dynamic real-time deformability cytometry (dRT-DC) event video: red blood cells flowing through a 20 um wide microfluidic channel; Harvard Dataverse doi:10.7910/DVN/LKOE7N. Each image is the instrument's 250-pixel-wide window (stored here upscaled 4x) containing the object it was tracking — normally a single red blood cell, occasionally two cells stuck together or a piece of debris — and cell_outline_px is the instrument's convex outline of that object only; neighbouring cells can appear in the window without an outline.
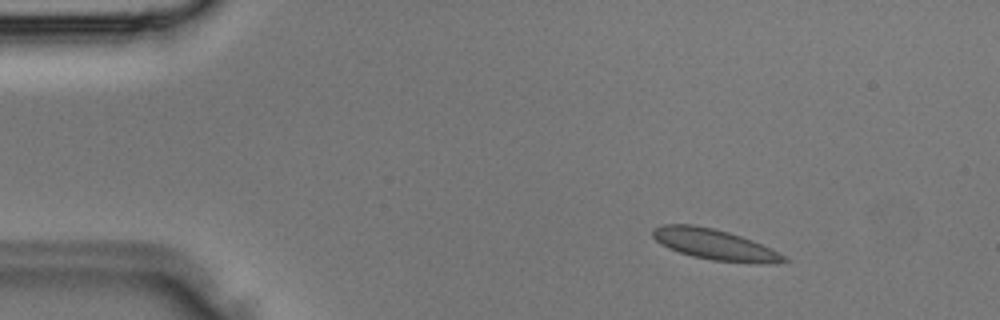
{"species": "Egyptian fruit bat (a non-hibernating species)", "species_latin": "Rousettus aegyptiacus", "temperature_condition": "room temperature", "stored_images_in_passage": 35, "camera_frame_rate_fps": 3000, "um_per_image_px": 0.085, "animal": {"sex": "male"}, "frame": {"image": 1, "passage_image": 5, "time_ms": 1.333, "image_size_px": [1000, 320], "cell_outline_px": [[792, 260], [776, 264], [760, 264], [712, 260], [692, 256], [668, 248], [656, 240], [652, 236], [652, 228], [664, 224], [692, 224], [712, 228], [728, 232], [752, 240], [772, 248]], "centroid_in_image_um": [60.8, 20.8], "position_along_channel_um": 24.2, "area_um2": 23.64}}
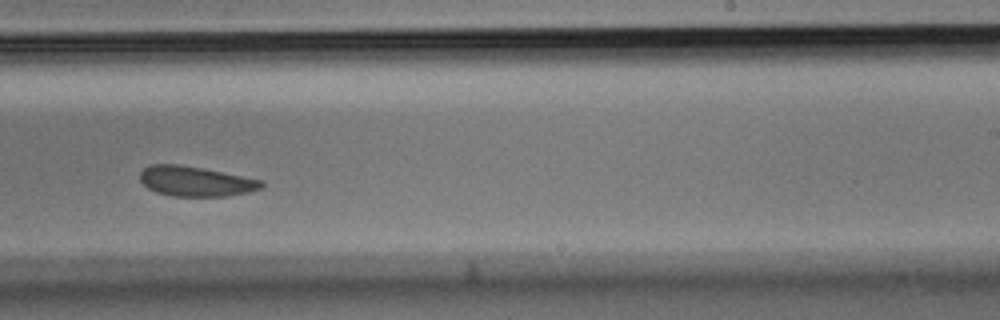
{"frame": {"image": 2, "passage_image": 22, "time_ms": 7.0, "image_size_px": [1000, 320], "cell_outline_px": [[264, 188], [248, 192], [228, 196], [172, 196], [156, 192], [148, 188], [140, 180], [140, 172], [144, 168], [152, 164], [176, 164], [200, 168], [264, 180]], "centroid_in_image_um": [16.65, 15.42], "position_along_channel_um": 272.4, "area_um2": 21.15}}
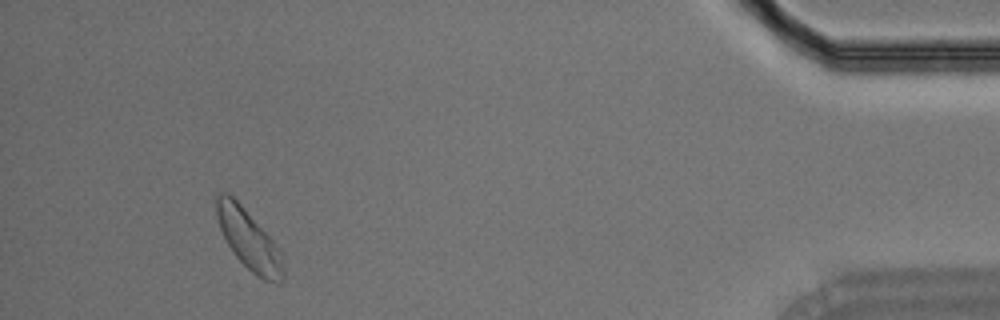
{"frame": {"image": 3, "passage_image": 33, "time_ms": 10.667, "image_size_px": [1000, 320], "cell_outline_px": [[284, 276], [280, 284], [264, 280], [256, 276], [232, 252], [220, 228], [216, 216], [216, 192], [228, 192], [240, 204], [272, 240], [280, 252], [284, 268]], "centroid_in_image_um": [21.13, 20.38], "position_along_channel_um": 414.1, "area_um2": 22.89}}